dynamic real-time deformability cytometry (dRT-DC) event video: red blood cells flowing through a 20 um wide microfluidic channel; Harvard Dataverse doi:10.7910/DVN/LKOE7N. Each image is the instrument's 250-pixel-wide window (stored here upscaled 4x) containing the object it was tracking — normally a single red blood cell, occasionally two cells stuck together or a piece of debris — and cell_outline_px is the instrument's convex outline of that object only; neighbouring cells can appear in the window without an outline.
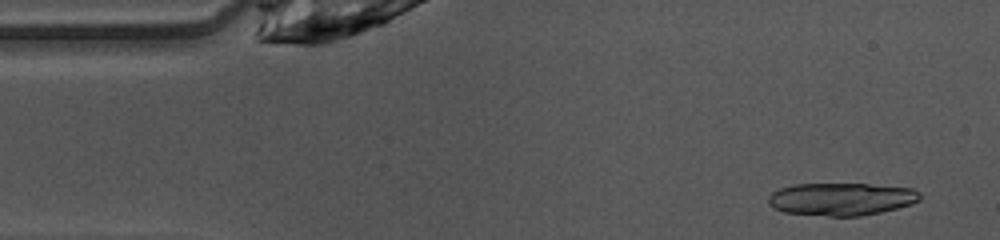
{"species": "common noctule bat (a hibernating species)", "species_latin": "Nyctalus noctula", "temperature_condition": "warm", "stored_images_in_passage": 46, "segment_of_instrument_passage": [1, 2], "camera_frame_rate_fps": 3000, "um_per_image_px": 0.085, "animal": {"sex": "female", "body_mass_g": 10.0, "forearm_length_mm": 53.1}, "frame": {"image": 1, "passage_image": 3, "time_ms": 0.667, "image_size_px": [1000, 240], "cell_outline_px": [[920, 200], [896, 208], [880, 212], [860, 216], [828, 216], [784, 212], [772, 208], [768, 204], [768, 196], [772, 192], [780, 188], [796, 184], [868, 184], [912, 188], [920, 192]], "centroid_in_image_um": [71.47, 16.92], "position_along_channel_um": 13.5, "area_um2": 28.78}}